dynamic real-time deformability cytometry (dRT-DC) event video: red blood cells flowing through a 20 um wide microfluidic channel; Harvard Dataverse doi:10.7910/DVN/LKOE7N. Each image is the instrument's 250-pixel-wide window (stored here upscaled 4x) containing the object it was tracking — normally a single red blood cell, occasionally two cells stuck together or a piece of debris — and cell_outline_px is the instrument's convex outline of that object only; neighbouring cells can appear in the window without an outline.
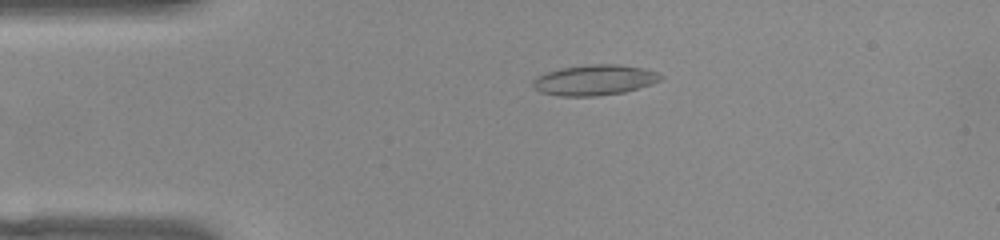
{"species": "common noctule bat (a hibernating species)", "species_latin": "Nyctalus noctula", "temperature_condition": "warm", "stored_images_in_passage": 43, "camera_frame_rate_fps": 3000, "um_per_image_px": 0.085, "animal": {"sex": "female", "body_mass_g": 22.0, "forearm_length_mm": 56.7}, "frame": {"image": 1, "passage_image": 3, "time_ms": 0.667, "image_size_px": [1000, 240], "cell_outline_px": [[664, 76], [660, 80], [652, 84], [624, 92], [596, 96], [556, 96], [540, 92], [532, 84], [532, 80], [536, 76], [560, 68], [588, 64], [616, 64], [644, 68], [656, 72]], "centroid_in_image_um": [50.52, 6.8], "position_along_channel_um": 34.5, "area_um2": 22.77}}
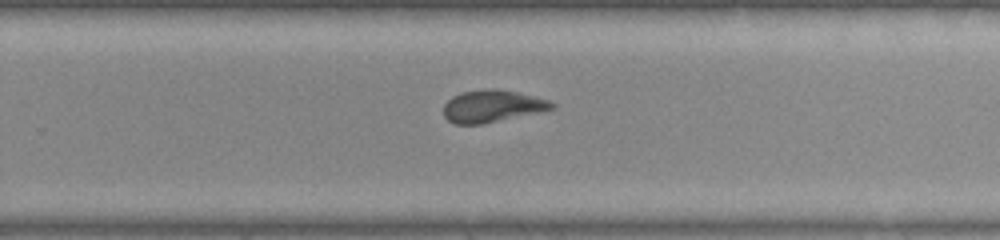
{"frame": {"image": 2, "passage_image": 25, "time_ms": 8.0, "image_size_px": [1000, 240], "cell_outline_px": [[556, 108], [540, 112], [484, 124], [456, 124], [448, 120], [444, 116], [444, 104], [452, 96], [460, 92], [492, 88], [516, 92], [548, 100], [556, 104]], "centroid_in_image_um": [41.83, 9.03], "position_along_channel_um": 288.0, "area_um2": 20.29}}
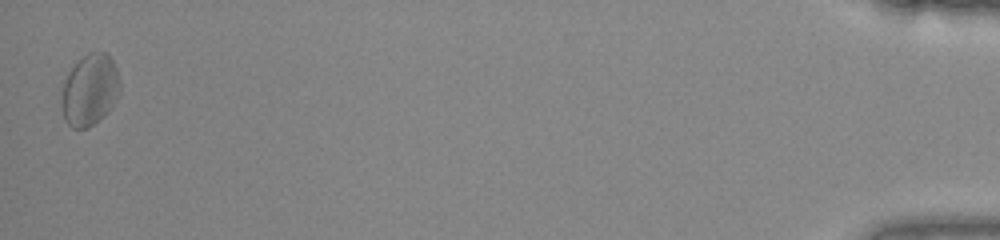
{"frame": {"image": 3, "passage_image": 43, "time_ms": 14.0, "image_size_px": [1000, 240], "cell_outline_px": [[120, 92], [108, 112], [104, 116], [88, 128], [72, 128], [64, 120], [60, 104], [60, 100], [64, 80], [68, 72], [76, 60], [88, 52], [104, 52], [112, 60], [116, 68], [120, 84]], "centroid_in_image_um": [7.59, 7.65], "position_along_channel_um": 427.6, "area_um2": 24.68}, "authors_computed_cell_mechanics": {"area_um2": 21.2704, "velocity_mm_per_s": 3.9568, "shape_relaxation_time_tau1_ms": null, "shape_relaxation_time_tau2_ms": 2.6089, "deformation_change_tau1": null, "deformation_change_tau2": 0.0997}}